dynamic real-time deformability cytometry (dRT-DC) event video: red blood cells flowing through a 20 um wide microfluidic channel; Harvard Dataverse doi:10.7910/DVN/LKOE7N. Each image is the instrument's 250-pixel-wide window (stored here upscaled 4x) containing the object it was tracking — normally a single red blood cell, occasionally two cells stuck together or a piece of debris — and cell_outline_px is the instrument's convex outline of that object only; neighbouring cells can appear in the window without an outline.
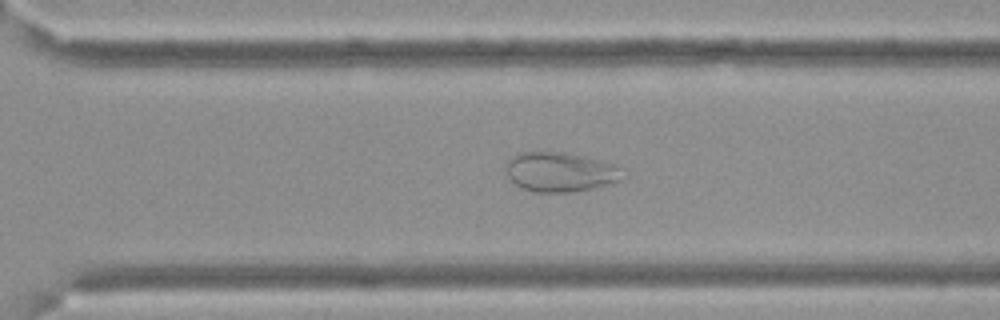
{"species": "Egyptian fruit bat (a non-hibernating species)", "species_latin": "Rousettus aegyptiacus", "temperature_condition": "cold", "stored_images_in_passage": 47, "camera_frame_rate_fps": 3000, "um_per_image_px": 0.085, "frame": {"image": 1, "passage_image": 34, "time_ms": 11.0, "image_size_px": [1000, 320], "cell_outline_px": [[628, 176], [608, 184], [592, 188], [572, 192], [536, 192], [524, 188], [516, 184], [508, 176], [504, 168], [508, 160], [516, 152], [564, 152], [584, 156], [600, 160], [624, 168]], "centroid_in_image_um": [47.65, 14.6], "position_along_channel_um": 323.0, "area_um2": 27.11}}